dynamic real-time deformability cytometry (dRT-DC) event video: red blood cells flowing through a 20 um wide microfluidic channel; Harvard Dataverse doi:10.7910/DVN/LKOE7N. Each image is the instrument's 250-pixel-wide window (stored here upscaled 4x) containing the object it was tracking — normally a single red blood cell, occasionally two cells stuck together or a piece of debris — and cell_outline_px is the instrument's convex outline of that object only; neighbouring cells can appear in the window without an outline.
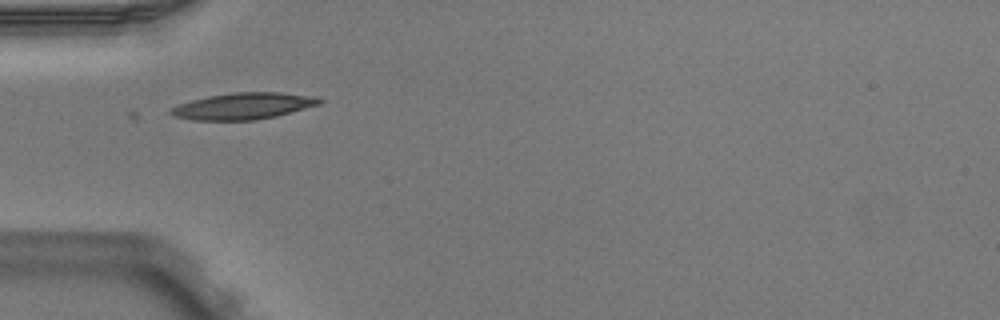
{"species": "Egyptian fruit bat (a non-hibernating species)", "species_latin": "Rousettus aegyptiacus", "temperature_condition": "warm", "stored_images_in_passage": 6, "camera_frame_rate_fps": 3000, "um_per_image_px": 0.085, "animal": {"sex": "male"}, "frame": {"image": 1, "passage_image": 6, "time_ms": 1.667, "image_size_px": [1000, 320], "cell_outline_px": [[324, 100], [320, 104], [276, 116], [256, 120], [192, 120], [176, 116], [168, 112], [176, 104], [208, 96], [232, 92], [280, 92], [316, 96]], "centroid_in_image_um": [20.7, 9.0], "position_along_channel_um": 64.3, "area_um2": 23.0}}